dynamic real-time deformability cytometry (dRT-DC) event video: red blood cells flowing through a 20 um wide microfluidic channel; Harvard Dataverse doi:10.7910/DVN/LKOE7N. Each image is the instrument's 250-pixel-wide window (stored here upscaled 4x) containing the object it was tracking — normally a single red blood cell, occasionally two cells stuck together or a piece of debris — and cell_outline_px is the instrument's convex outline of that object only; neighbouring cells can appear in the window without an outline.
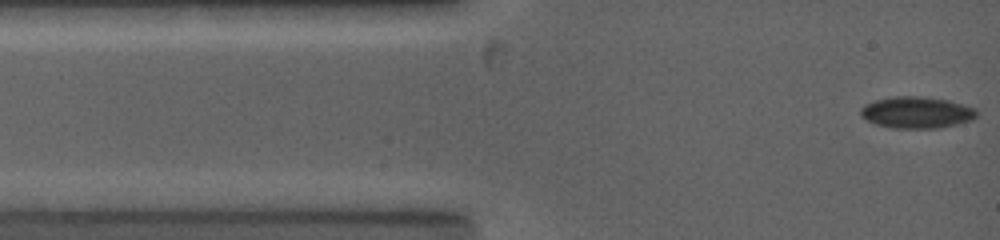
{"species": "common noctule bat (a hibernating species)", "species_latin": "Nyctalus noctula", "temperature_condition": "warm", "stored_images_in_passage": 13, "camera_frame_rate_fps": 5000, "um_per_image_px": 0.085, "animal": {"sex": "female", "body_mass_g": 19.0, "forearm_length_mm": 53.3}, "frame": {"image": 1, "passage_image": 1, "time_ms": 0.0, "image_size_px": [1000, 240], "cell_outline_px": [[976, 116], [972, 120], [956, 124], [936, 128], [892, 128], [876, 124], [860, 116], [860, 108], [864, 104], [876, 100], [896, 96], [924, 96], [948, 100], [976, 108]], "centroid_in_image_um": [77.9, 9.55], "position_along_channel_um": 7.1, "area_um2": 21.33}}